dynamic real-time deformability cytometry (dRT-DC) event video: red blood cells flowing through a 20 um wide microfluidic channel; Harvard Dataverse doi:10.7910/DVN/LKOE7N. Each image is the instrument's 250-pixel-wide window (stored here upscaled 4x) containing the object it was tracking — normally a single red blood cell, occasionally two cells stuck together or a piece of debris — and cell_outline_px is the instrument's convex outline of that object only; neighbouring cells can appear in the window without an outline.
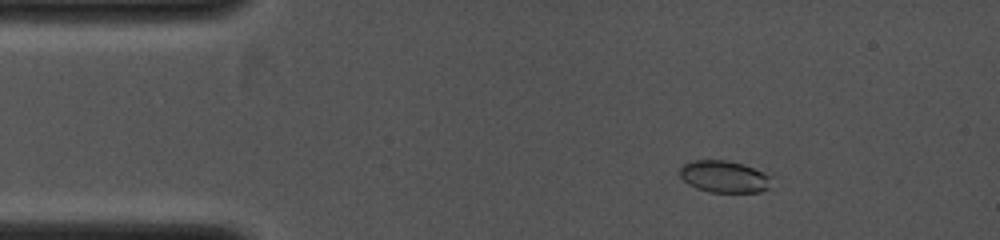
{"species": "common noctule bat (a hibernating species)", "species_latin": "Nyctalus noctula", "temperature_condition": "cold", "stored_images_in_passage": 5, "camera_frame_rate_fps": 4000, "um_per_image_px": 0.085, "animal": {"sex": "female", "body_mass_g": 19.0, "forearm_length_mm": 53.3}, "frame": {"image": 1, "passage_image": 3, "time_ms": 1.5, "image_size_px": [1000, 240], "cell_outline_px": [[768, 188], [760, 192], [708, 192], [696, 188], [688, 184], [680, 176], [680, 168], [684, 164], [692, 160], [728, 160], [744, 164], [768, 176]], "centroid_in_image_um": [61.48, 15.01], "position_along_channel_um": 23.5, "area_um2": 16.76}}